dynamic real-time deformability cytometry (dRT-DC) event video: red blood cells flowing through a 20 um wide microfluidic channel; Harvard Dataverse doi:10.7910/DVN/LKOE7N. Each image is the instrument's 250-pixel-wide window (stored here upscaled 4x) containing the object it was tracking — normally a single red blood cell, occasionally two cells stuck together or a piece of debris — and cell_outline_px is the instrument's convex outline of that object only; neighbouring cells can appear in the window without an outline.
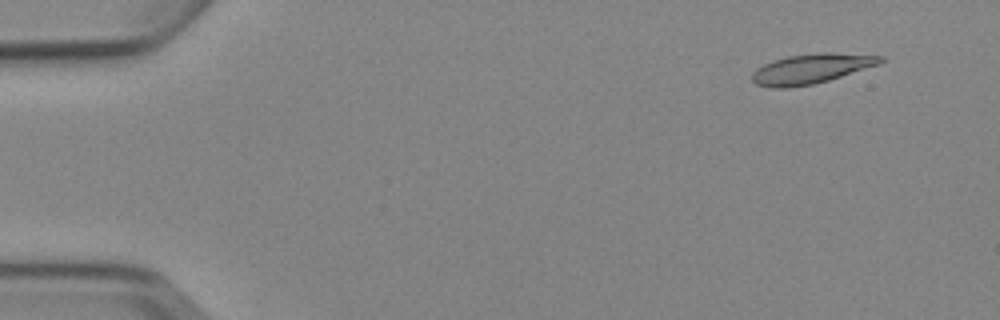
{"species": "Egyptian fruit bat (a non-hibernating species)", "species_latin": "Rousettus aegyptiacus", "temperature_condition": "cold", "stored_images_in_passage": 5, "camera_frame_rate_fps": 3000, "um_per_image_px": 0.085, "animal": {"sex": "female"}, "frame": {"image": 1, "passage_image": 2, "time_ms": 1.333, "image_size_px": [1000, 320], "cell_outline_px": [[884, 60], [880, 64], [828, 80], [812, 84], [788, 88], [768, 88], [756, 84], [752, 80], [752, 72], [756, 68], [772, 60], [788, 56], [816, 52], [828, 52], [884, 56]], "centroid_in_image_um": [68.92, 5.84], "position_along_channel_um": 16.1, "area_um2": 22.37}}
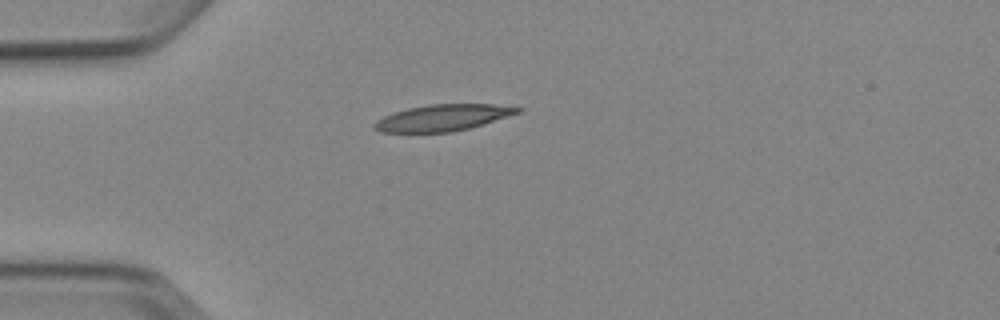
{"frame": {"image": 2, "passage_image": 5, "time_ms": 4.667, "image_size_px": [1000, 320], "cell_outline_px": [[524, 108], [520, 112], [468, 128], [452, 132], [380, 132], [372, 128], [372, 124], [376, 120], [384, 116], [408, 108], [428, 104], [492, 104]], "centroid_in_image_um": [37.58, 10.0], "position_along_channel_um": 47.4, "area_um2": 21.79}}